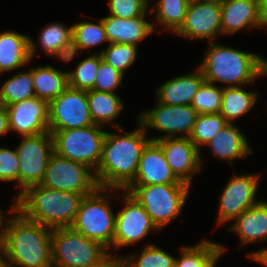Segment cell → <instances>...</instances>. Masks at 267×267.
I'll list each match as a JSON object with an SVG mask.
<instances>
[{
  "mask_svg": "<svg viewBox=\"0 0 267 267\" xmlns=\"http://www.w3.org/2000/svg\"><path fill=\"white\" fill-rule=\"evenodd\" d=\"M31 37L14 31L0 33V74L28 64L36 55Z\"/></svg>",
  "mask_w": 267,
  "mask_h": 267,
  "instance_id": "20",
  "label": "cell"
},
{
  "mask_svg": "<svg viewBox=\"0 0 267 267\" xmlns=\"http://www.w3.org/2000/svg\"><path fill=\"white\" fill-rule=\"evenodd\" d=\"M206 82H221L228 87L254 83L267 75V60L255 53L223 46L210 41L208 51L199 65Z\"/></svg>",
  "mask_w": 267,
  "mask_h": 267,
  "instance_id": "4",
  "label": "cell"
},
{
  "mask_svg": "<svg viewBox=\"0 0 267 267\" xmlns=\"http://www.w3.org/2000/svg\"><path fill=\"white\" fill-rule=\"evenodd\" d=\"M145 1H146L147 5L150 6V5H149V0H145Z\"/></svg>",
  "mask_w": 267,
  "mask_h": 267,
  "instance_id": "50",
  "label": "cell"
},
{
  "mask_svg": "<svg viewBox=\"0 0 267 267\" xmlns=\"http://www.w3.org/2000/svg\"><path fill=\"white\" fill-rule=\"evenodd\" d=\"M10 131L22 136L48 132L49 103L34 96L6 106Z\"/></svg>",
  "mask_w": 267,
  "mask_h": 267,
  "instance_id": "16",
  "label": "cell"
},
{
  "mask_svg": "<svg viewBox=\"0 0 267 267\" xmlns=\"http://www.w3.org/2000/svg\"><path fill=\"white\" fill-rule=\"evenodd\" d=\"M87 99L93 123L103 128L119 117L125 107L117 93L89 90Z\"/></svg>",
  "mask_w": 267,
  "mask_h": 267,
  "instance_id": "26",
  "label": "cell"
},
{
  "mask_svg": "<svg viewBox=\"0 0 267 267\" xmlns=\"http://www.w3.org/2000/svg\"><path fill=\"white\" fill-rule=\"evenodd\" d=\"M136 256L135 253L122 257V267H175L176 258L152 243Z\"/></svg>",
  "mask_w": 267,
  "mask_h": 267,
  "instance_id": "33",
  "label": "cell"
},
{
  "mask_svg": "<svg viewBox=\"0 0 267 267\" xmlns=\"http://www.w3.org/2000/svg\"><path fill=\"white\" fill-rule=\"evenodd\" d=\"M22 137V141L16 147L20 162V192L16 198L27 188L40 185L49 159L54 153L53 137L49 131L43 134Z\"/></svg>",
  "mask_w": 267,
  "mask_h": 267,
  "instance_id": "10",
  "label": "cell"
},
{
  "mask_svg": "<svg viewBox=\"0 0 267 267\" xmlns=\"http://www.w3.org/2000/svg\"><path fill=\"white\" fill-rule=\"evenodd\" d=\"M198 115L191 105H166L157 102L155 108L140 113L137 122L145 131L151 128L164 132L161 137L150 138L151 141H157L165 138L189 137Z\"/></svg>",
  "mask_w": 267,
  "mask_h": 267,
  "instance_id": "11",
  "label": "cell"
},
{
  "mask_svg": "<svg viewBox=\"0 0 267 267\" xmlns=\"http://www.w3.org/2000/svg\"><path fill=\"white\" fill-rule=\"evenodd\" d=\"M83 197L74 192L34 185L15 198L13 204L25 218L55 229L71 227Z\"/></svg>",
  "mask_w": 267,
  "mask_h": 267,
  "instance_id": "3",
  "label": "cell"
},
{
  "mask_svg": "<svg viewBox=\"0 0 267 267\" xmlns=\"http://www.w3.org/2000/svg\"><path fill=\"white\" fill-rule=\"evenodd\" d=\"M4 263V245L3 241L0 240V267H2Z\"/></svg>",
  "mask_w": 267,
  "mask_h": 267,
  "instance_id": "45",
  "label": "cell"
},
{
  "mask_svg": "<svg viewBox=\"0 0 267 267\" xmlns=\"http://www.w3.org/2000/svg\"><path fill=\"white\" fill-rule=\"evenodd\" d=\"M138 128L122 134L106 132L101 158L95 173L101 188L124 191L135 179L139 159L151 141L138 122Z\"/></svg>",
  "mask_w": 267,
  "mask_h": 267,
  "instance_id": "1",
  "label": "cell"
},
{
  "mask_svg": "<svg viewBox=\"0 0 267 267\" xmlns=\"http://www.w3.org/2000/svg\"><path fill=\"white\" fill-rule=\"evenodd\" d=\"M191 39L215 40L221 31V6L190 0L182 26L174 33Z\"/></svg>",
  "mask_w": 267,
  "mask_h": 267,
  "instance_id": "15",
  "label": "cell"
},
{
  "mask_svg": "<svg viewBox=\"0 0 267 267\" xmlns=\"http://www.w3.org/2000/svg\"><path fill=\"white\" fill-rule=\"evenodd\" d=\"M118 189L98 187L82 198L71 228L90 240L101 243L108 250L113 247L115 234L114 212L109 204V192ZM107 192V193H106Z\"/></svg>",
  "mask_w": 267,
  "mask_h": 267,
  "instance_id": "5",
  "label": "cell"
},
{
  "mask_svg": "<svg viewBox=\"0 0 267 267\" xmlns=\"http://www.w3.org/2000/svg\"><path fill=\"white\" fill-rule=\"evenodd\" d=\"M110 15L118 18H135L148 14L145 0H109Z\"/></svg>",
  "mask_w": 267,
  "mask_h": 267,
  "instance_id": "39",
  "label": "cell"
},
{
  "mask_svg": "<svg viewBox=\"0 0 267 267\" xmlns=\"http://www.w3.org/2000/svg\"><path fill=\"white\" fill-rule=\"evenodd\" d=\"M189 189V184H157L124 191L145 208L152 222L161 230L181 214Z\"/></svg>",
  "mask_w": 267,
  "mask_h": 267,
  "instance_id": "6",
  "label": "cell"
},
{
  "mask_svg": "<svg viewBox=\"0 0 267 267\" xmlns=\"http://www.w3.org/2000/svg\"><path fill=\"white\" fill-rule=\"evenodd\" d=\"M205 82L201 69L164 82L156 90L157 102L166 105H191L194 95Z\"/></svg>",
  "mask_w": 267,
  "mask_h": 267,
  "instance_id": "22",
  "label": "cell"
},
{
  "mask_svg": "<svg viewBox=\"0 0 267 267\" xmlns=\"http://www.w3.org/2000/svg\"><path fill=\"white\" fill-rule=\"evenodd\" d=\"M9 213L16 214L3 222L4 262L17 267H52L53 229L25 218L14 204Z\"/></svg>",
  "mask_w": 267,
  "mask_h": 267,
  "instance_id": "2",
  "label": "cell"
},
{
  "mask_svg": "<svg viewBox=\"0 0 267 267\" xmlns=\"http://www.w3.org/2000/svg\"><path fill=\"white\" fill-rule=\"evenodd\" d=\"M225 250L220 243L208 239L193 246H183L175 267H216V262Z\"/></svg>",
  "mask_w": 267,
  "mask_h": 267,
  "instance_id": "28",
  "label": "cell"
},
{
  "mask_svg": "<svg viewBox=\"0 0 267 267\" xmlns=\"http://www.w3.org/2000/svg\"><path fill=\"white\" fill-rule=\"evenodd\" d=\"M53 137L54 152L71 161L85 164L97 170L106 132L102 126L49 131Z\"/></svg>",
  "mask_w": 267,
  "mask_h": 267,
  "instance_id": "7",
  "label": "cell"
},
{
  "mask_svg": "<svg viewBox=\"0 0 267 267\" xmlns=\"http://www.w3.org/2000/svg\"><path fill=\"white\" fill-rule=\"evenodd\" d=\"M260 13L263 22L267 20V0H260Z\"/></svg>",
  "mask_w": 267,
  "mask_h": 267,
  "instance_id": "44",
  "label": "cell"
},
{
  "mask_svg": "<svg viewBox=\"0 0 267 267\" xmlns=\"http://www.w3.org/2000/svg\"><path fill=\"white\" fill-rule=\"evenodd\" d=\"M3 211L0 208V240H2V232H3V222H4V217H3Z\"/></svg>",
  "mask_w": 267,
  "mask_h": 267,
  "instance_id": "46",
  "label": "cell"
},
{
  "mask_svg": "<svg viewBox=\"0 0 267 267\" xmlns=\"http://www.w3.org/2000/svg\"><path fill=\"white\" fill-rule=\"evenodd\" d=\"M110 253L108 252L99 261L85 267H122V256L115 257V255L112 256Z\"/></svg>",
  "mask_w": 267,
  "mask_h": 267,
  "instance_id": "41",
  "label": "cell"
},
{
  "mask_svg": "<svg viewBox=\"0 0 267 267\" xmlns=\"http://www.w3.org/2000/svg\"><path fill=\"white\" fill-rule=\"evenodd\" d=\"M108 251L71 227L55 228L51 234L52 267H85L99 261Z\"/></svg>",
  "mask_w": 267,
  "mask_h": 267,
  "instance_id": "8",
  "label": "cell"
},
{
  "mask_svg": "<svg viewBox=\"0 0 267 267\" xmlns=\"http://www.w3.org/2000/svg\"><path fill=\"white\" fill-rule=\"evenodd\" d=\"M223 88L204 82L194 95L191 106L198 114H219L222 106Z\"/></svg>",
  "mask_w": 267,
  "mask_h": 267,
  "instance_id": "37",
  "label": "cell"
},
{
  "mask_svg": "<svg viewBox=\"0 0 267 267\" xmlns=\"http://www.w3.org/2000/svg\"><path fill=\"white\" fill-rule=\"evenodd\" d=\"M93 124L87 91L68 87L49 103L48 131L79 129Z\"/></svg>",
  "mask_w": 267,
  "mask_h": 267,
  "instance_id": "12",
  "label": "cell"
},
{
  "mask_svg": "<svg viewBox=\"0 0 267 267\" xmlns=\"http://www.w3.org/2000/svg\"><path fill=\"white\" fill-rule=\"evenodd\" d=\"M156 142L161 146L174 175L191 186L193 175L201 171L203 164L200 150L189 137L165 138Z\"/></svg>",
  "mask_w": 267,
  "mask_h": 267,
  "instance_id": "17",
  "label": "cell"
},
{
  "mask_svg": "<svg viewBox=\"0 0 267 267\" xmlns=\"http://www.w3.org/2000/svg\"><path fill=\"white\" fill-rule=\"evenodd\" d=\"M257 92L240 87H223L220 114L229 122L245 115L257 103Z\"/></svg>",
  "mask_w": 267,
  "mask_h": 267,
  "instance_id": "29",
  "label": "cell"
},
{
  "mask_svg": "<svg viewBox=\"0 0 267 267\" xmlns=\"http://www.w3.org/2000/svg\"><path fill=\"white\" fill-rule=\"evenodd\" d=\"M137 48V45L132 44L109 43L99 54L105 63L113 66L125 76V71L137 58Z\"/></svg>",
  "mask_w": 267,
  "mask_h": 267,
  "instance_id": "36",
  "label": "cell"
},
{
  "mask_svg": "<svg viewBox=\"0 0 267 267\" xmlns=\"http://www.w3.org/2000/svg\"><path fill=\"white\" fill-rule=\"evenodd\" d=\"M187 184L180 181L172 172L161 146L150 141L139 159L134 181L127 188H139L145 185Z\"/></svg>",
  "mask_w": 267,
  "mask_h": 267,
  "instance_id": "18",
  "label": "cell"
},
{
  "mask_svg": "<svg viewBox=\"0 0 267 267\" xmlns=\"http://www.w3.org/2000/svg\"><path fill=\"white\" fill-rule=\"evenodd\" d=\"M102 61L99 53H94L78 63L75 70L68 72V86L76 90H93L96 73Z\"/></svg>",
  "mask_w": 267,
  "mask_h": 267,
  "instance_id": "34",
  "label": "cell"
},
{
  "mask_svg": "<svg viewBox=\"0 0 267 267\" xmlns=\"http://www.w3.org/2000/svg\"><path fill=\"white\" fill-rule=\"evenodd\" d=\"M220 6L223 35H233L247 27H264L260 13V0H227Z\"/></svg>",
  "mask_w": 267,
  "mask_h": 267,
  "instance_id": "19",
  "label": "cell"
},
{
  "mask_svg": "<svg viewBox=\"0 0 267 267\" xmlns=\"http://www.w3.org/2000/svg\"><path fill=\"white\" fill-rule=\"evenodd\" d=\"M35 96L50 103L63 93L68 86V72L53 66L33 67Z\"/></svg>",
  "mask_w": 267,
  "mask_h": 267,
  "instance_id": "25",
  "label": "cell"
},
{
  "mask_svg": "<svg viewBox=\"0 0 267 267\" xmlns=\"http://www.w3.org/2000/svg\"><path fill=\"white\" fill-rule=\"evenodd\" d=\"M19 158L14 150L0 147V181H16L19 186Z\"/></svg>",
  "mask_w": 267,
  "mask_h": 267,
  "instance_id": "40",
  "label": "cell"
},
{
  "mask_svg": "<svg viewBox=\"0 0 267 267\" xmlns=\"http://www.w3.org/2000/svg\"><path fill=\"white\" fill-rule=\"evenodd\" d=\"M39 43L47 56L65 61L72 54V26L48 24L40 33Z\"/></svg>",
  "mask_w": 267,
  "mask_h": 267,
  "instance_id": "27",
  "label": "cell"
},
{
  "mask_svg": "<svg viewBox=\"0 0 267 267\" xmlns=\"http://www.w3.org/2000/svg\"><path fill=\"white\" fill-rule=\"evenodd\" d=\"M264 27H265L266 30H267V20L264 22Z\"/></svg>",
  "mask_w": 267,
  "mask_h": 267,
  "instance_id": "49",
  "label": "cell"
},
{
  "mask_svg": "<svg viewBox=\"0 0 267 267\" xmlns=\"http://www.w3.org/2000/svg\"><path fill=\"white\" fill-rule=\"evenodd\" d=\"M205 146L213 156L233 164L237 158H246L253 152L245 135L233 123L223 127Z\"/></svg>",
  "mask_w": 267,
  "mask_h": 267,
  "instance_id": "24",
  "label": "cell"
},
{
  "mask_svg": "<svg viewBox=\"0 0 267 267\" xmlns=\"http://www.w3.org/2000/svg\"><path fill=\"white\" fill-rule=\"evenodd\" d=\"M105 41L108 43L102 18L99 23L76 22L72 25V54L65 61L70 62L77 53L101 45Z\"/></svg>",
  "mask_w": 267,
  "mask_h": 267,
  "instance_id": "30",
  "label": "cell"
},
{
  "mask_svg": "<svg viewBox=\"0 0 267 267\" xmlns=\"http://www.w3.org/2000/svg\"><path fill=\"white\" fill-rule=\"evenodd\" d=\"M229 122L219 114H199L189 139L200 150Z\"/></svg>",
  "mask_w": 267,
  "mask_h": 267,
  "instance_id": "35",
  "label": "cell"
},
{
  "mask_svg": "<svg viewBox=\"0 0 267 267\" xmlns=\"http://www.w3.org/2000/svg\"><path fill=\"white\" fill-rule=\"evenodd\" d=\"M248 257L267 267V248L256 250V252H251L248 254Z\"/></svg>",
  "mask_w": 267,
  "mask_h": 267,
  "instance_id": "43",
  "label": "cell"
},
{
  "mask_svg": "<svg viewBox=\"0 0 267 267\" xmlns=\"http://www.w3.org/2000/svg\"><path fill=\"white\" fill-rule=\"evenodd\" d=\"M147 15L135 18H118L106 16L102 18L109 43L137 45L155 31L156 24L145 20Z\"/></svg>",
  "mask_w": 267,
  "mask_h": 267,
  "instance_id": "21",
  "label": "cell"
},
{
  "mask_svg": "<svg viewBox=\"0 0 267 267\" xmlns=\"http://www.w3.org/2000/svg\"><path fill=\"white\" fill-rule=\"evenodd\" d=\"M97 77L94 82L93 90L116 93L115 90L122 84L124 76L113 66L105 63L103 60L99 64Z\"/></svg>",
  "mask_w": 267,
  "mask_h": 267,
  "instance_id": "38",
  "label": "cell"
},
{
  "mask_svg": "<svg viewBox=\"0 0 267 267\" xmlns=\"http://www.w3.org/2000/svg\"><path fill=\"white\" fill-rule=\"evenodd\" d=\"M34 96L33 68L14 74L0 88V104L5 107Z\"/></svg>",
  "mask_w": 267,
  "mask_h": 267,
  "instance_id": "32",
  "label": "cell"
},
{
  "mask_svg": "<svg viewBox=\"0 0 267 267\" xmlns=\"http://www.w3.org/2000/svg\"><path fill=\"white\" fill-rule=\"evenodd\" d=\"M233 225L229 230L235 231L239 235L242 246L249 243H257L260 240H267V201L258 202L256 205L244 211L240 216L236 217Z\"/></svg>",
  "mask_w": 267,
  "mask_h": 267,
  "instance_id": "23",
  "label": "cell"
},
{
  "mask_svg": "<svg viewBox=\"0 0 267 267\" xmlns=\"http://www.w3.org/2000/svg\"><path fill=\"white\" fill-rule=\"evenodd\" d=\"M190 0H158L149 11L156 15V22L163 30L175 33L183 24ZM155 10V12H154Z\"/></svg>",
  "mask_w": 267,
  "mask_h": 267,
  "instance_id": "31",
  "label": "cell"
},
{
  "mask_svg": "<svg viewBox=\"0 0 267 267\" xmlns=\"http://www.w3.org/2000/svg\"><path fill=\"white\" fill-rule=\"evenodd\" d=\"M200 1L208 2V3H216V4H219V5H222L227 0H200Z\"/></svg>",
  "mask_w": 267,
  "mask_h": 267,
  "instance_id": "47",
  "label": "cell"
},
{
  "mask_svg": "<svg viewBox=\"0 0 267 267\" xmlns=\"http://www.w3.org/2000/svg\"><path fill=\"white\" fill-rule=\"evenodd\" d=\"M258 174L235 175L227 182L219 199L217 225L233 221L244 211L256 205Z\"/></svg>",
  "mask_w": 267,
  "mask_h": 267,
  "instance_id": "13",
  "label": "cell"
},
{
  "mask_svg": "<svg viewBox=\"0 0 267 267\" xmlns=\"http://www.w3.org/2000/svg\"><path fill=\"white\" fill-rule=\"evenodd\" d=\"M40 185L83 196L93 193L99 187L92 169L85 164L63 158L55 152L49 159Z\"/></svg>",
  "mask_w": 267,
  "mask_h": 267,
  "instance_id": "9",
  "label": "cell"
},
{
  "mask_svg": "<svg viewBox=\"0 0 267 267\" xmlns=\"http://www.w3.org/2000/svg\"><path fill=\"white\" fill-rule=\"evenodd\" d=\"M2 267H17V266H14L12 264H8V263L4 262Z\"/></svg>",
  "mask_w": 267,
  "mask_h": 267,
  "instance_id": "48",
  "label": "cell"
},
{
  "mask_svg": "<svg viewBox=\"0 0 267 267\" xmlns=\"http://www.w3.org/2000/svg\"><path fill=\"white\" fill-rule=\"evenodd\" d=\"M10 131L8 113L6 107L0 104V136Z\"/></svg>",
  "mask_w": 267,
  "mask_h": 267,
  "instance_id": "42",
  "label": "cell"
},
{
  "mask_svg": "<svg viewBox=\"0 0 267 267\" xmlns=\"http://www.w3.org/2000/svg\"><path fill=\"white\" fill-rule=\"evenodd\" d=\"M122 199L125 207L115 217L114 250L139 242L148 236L150 230H159L145 211V208L127 191L123 194Z\"/></svg>",
  "mask_w": 267,
  "mask_h": 267,
  "instance_id": "14",
  "label": "cell"
}]
</instances>
